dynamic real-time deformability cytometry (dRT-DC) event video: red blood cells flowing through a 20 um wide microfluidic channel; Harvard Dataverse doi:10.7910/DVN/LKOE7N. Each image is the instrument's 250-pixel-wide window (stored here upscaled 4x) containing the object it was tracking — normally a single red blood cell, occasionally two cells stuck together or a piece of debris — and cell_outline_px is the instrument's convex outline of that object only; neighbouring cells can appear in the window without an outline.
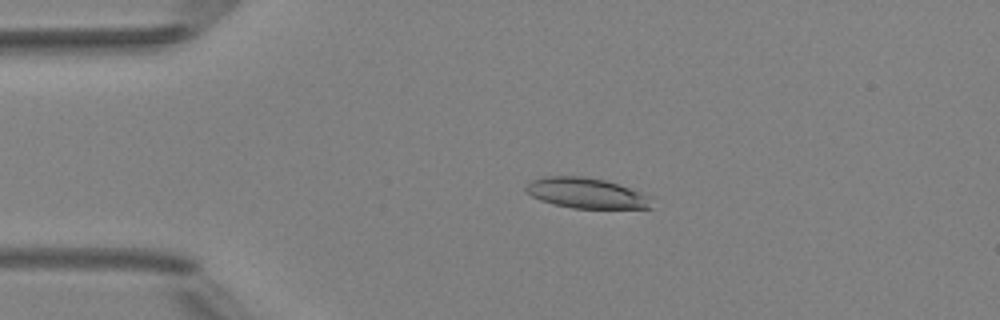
{"species": "Egyptian fruit bat (a non-hibernating species)", "species_latin": "Rousettus aegyptiacus", "temperature_condition": "room temperature", "stored_images_in_passage": 4, "camera_frame_rate_fps": 3000, "um_per_image_px": 0.085, "animal": {"sex": "female"}, "frame": {"image": 1, "passage_image": 3, "time_ms": 2.333, "image_size_px": [1000, 320], "cell_outline_px": [[656, 196], [652, 208], [572, 208], [540, 200], [524, 192], [524, 188], [532, 180], [544, 176], [584, 176], [604, 180]], "centroid_in_image_um": [49.91, 16.42], "position_along_channel_um": 35.1, "area_um2": 22.6}}